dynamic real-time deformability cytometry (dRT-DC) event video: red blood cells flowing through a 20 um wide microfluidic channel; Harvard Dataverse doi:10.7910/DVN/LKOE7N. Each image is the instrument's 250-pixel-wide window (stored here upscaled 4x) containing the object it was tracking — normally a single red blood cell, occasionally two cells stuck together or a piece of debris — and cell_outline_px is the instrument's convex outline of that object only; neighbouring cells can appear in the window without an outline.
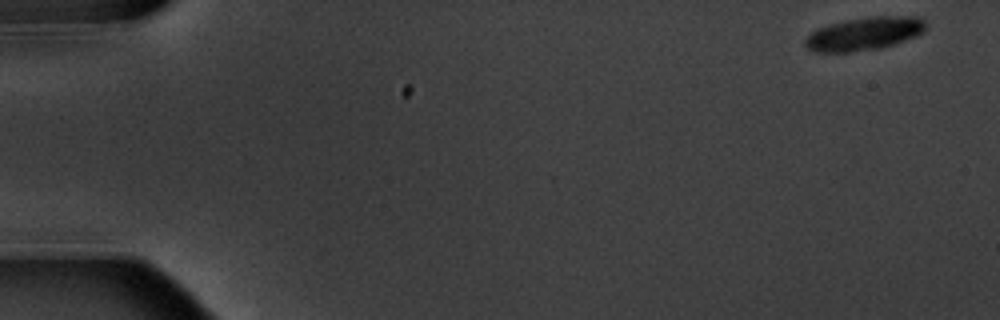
{"species": "common noctule bat (a hibernating species)", "species_latin": "Nyctalus noctula", "temperature_condition": "warm", "stored_images_in_passage": 5, "camera_frame_rate_fps": 3000, "um_per_image_px": 0.085, "animal": {"sex": "male", "body_mass_g": 20.1, "forearm_length_mm": 53.5}, "frame": {"image": 1, "passage_image": 1, "time_ms": 0.0, "image_size_px": [1000, 320], "cell_outline_px": [[924, 32], [916, 36], [880, 48], [852, 52], [812, 52], [804, 44], [804, 40], [816, 28], [828, 24], [844, 20], [872, 16], [920, 16], [924, 20]], "centroid_in_image_um": [73.43, 2.86], "position_along_channel_um": 11.6, "area_um2": 23.35}}
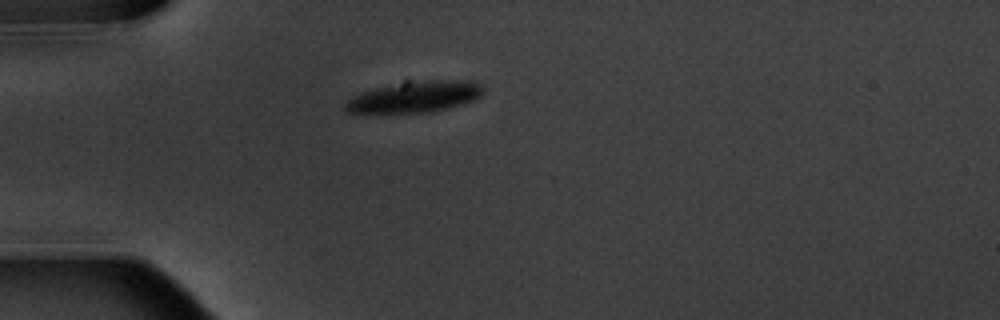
{"frame": {"image": 2, "passage_image": 5, "time_ms": 4.667, "image_size_px": [1000, 320], "cell_outline_px": [[484, 92], [476, 100], [464, 104], [432, 112], [348, 112], [344, 108], [344, 104], [352, 96], [360, 92], [404, 80], [476, 80], [484, 88]], "centroid_in_image_um": [35.33, 8.19], "position_along_channel_um": 49.7, "area_um2": 25.49}}